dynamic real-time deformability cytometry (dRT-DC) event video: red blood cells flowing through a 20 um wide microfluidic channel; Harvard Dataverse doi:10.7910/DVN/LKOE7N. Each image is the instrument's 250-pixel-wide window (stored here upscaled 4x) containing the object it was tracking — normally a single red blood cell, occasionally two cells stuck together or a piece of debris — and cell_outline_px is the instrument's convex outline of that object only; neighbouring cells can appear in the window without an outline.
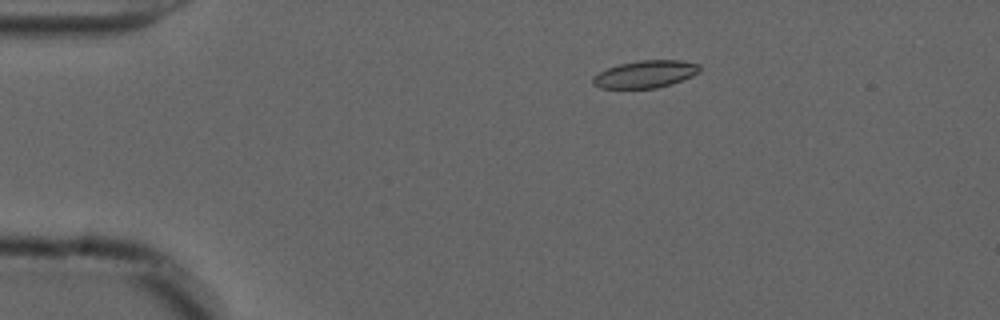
{"species": "common noctule bat (a hibernating species)", "species_latin": "Nyctalus noctula", "temperature_condition": "cold", "stored_images_in_passage": 52, "camera_frame_rate_fps": 3000, "um_per_image_px": 0.085, "animal": {"sex": "male", "forearm_length_mm": 52.5}, "frame": {"image": 1, "passage_image": 11, "time_ms": 3.333, "image_size_px": [1000, 320], "cell_outline_px": [[700, 72], [692, 76], [672, 84], [656, 88], [600, 88], [592, 84], [592, 76], [608, 68], [620, 64], [640, 60], [680, 60], [700, 64]], "centroid_in_image_um": [54.86, 6.3], "position_along_channel_um": 30.1, "area_um2": 17.05}}
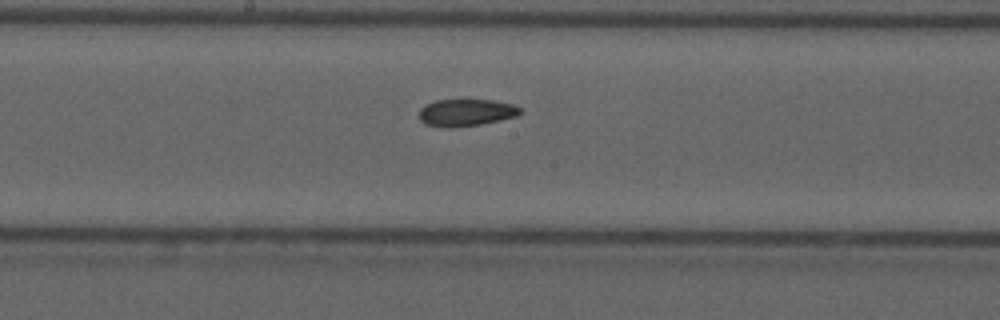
{"frame": {"image": 2, "passage_image": 30, "time_ms": 9.667, "image_size_px": [1000, 320], "cell_outline_px": [[524, 112], [516, 116], [500, 120], [480, 124], [452, 128], [440, 128], [424, 124], [420, 120], [420, 108], [424, 104], [436, 100], [492, 100], [512, 104], [520, 108]], "centroid_in_image_um": [39.58, 9.58], "position_along_channel_um": 208.6, "area_um2": 16.13}}
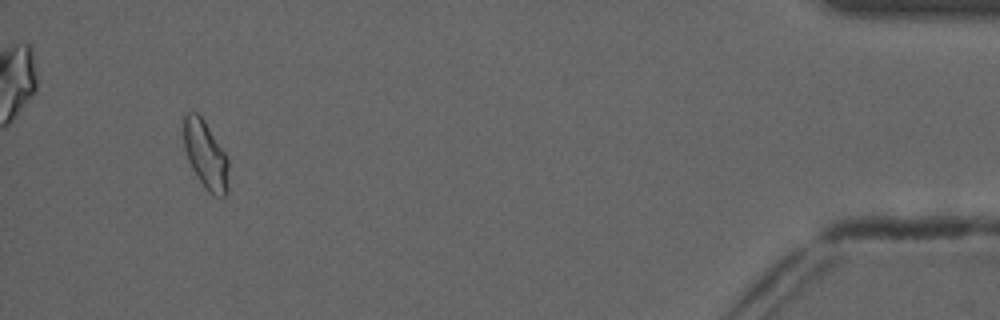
{"frame": {"image": 3, "passage_image": 49, "time_ms": 16.0, "image_size_px": [1000, 320], "cell_outline_px": [[228, 192], [224, 196], [216, 196], [208, 192], [204, 188], [196, 176], [188, 160], [184, 148], [184, 116], [188, 112], [196, 112], [204, 120], [224, 152], [228, 160]], "centroid_in_image_um": [17.47, 13.2], "position_along_channel_um": 417.7, "area_um2": 17.69}, "authors_computed_cell_mechanics": {"area_um2": 16.9932, "velocity_mm_per_s": 3.6896, "shape_relaxation_time_tau1_ms": 6.6051, "shape_relaxation_time_tau2_ms": 2.9842, "deformation_change_tau1": 0.1271, "deformation_change_tau2": 0.0814}}